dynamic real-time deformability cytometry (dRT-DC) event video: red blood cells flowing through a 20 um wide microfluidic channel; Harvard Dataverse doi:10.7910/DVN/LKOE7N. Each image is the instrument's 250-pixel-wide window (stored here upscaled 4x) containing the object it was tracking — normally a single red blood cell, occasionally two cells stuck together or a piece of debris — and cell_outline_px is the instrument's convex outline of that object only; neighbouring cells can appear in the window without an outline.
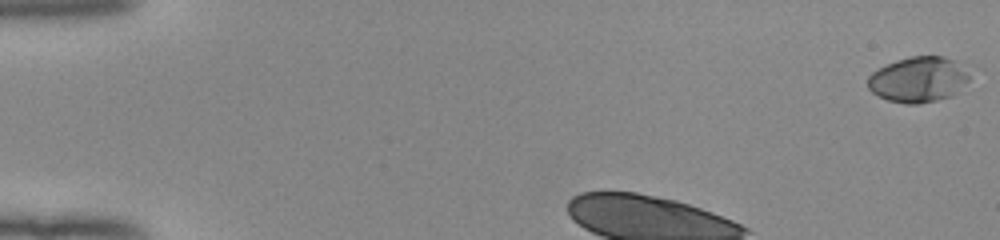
{"species": "human", "species_latin": "Homo sapiens", "temperature_condition": "room temperature", "stored_images_in_passage": 36, "camera_frame_rate_fps": 3000, "um_per_image_px": 0.085, "donor": {"sex": "female"}, "frame": {"image": 1, "passage_image": 1, "time_ms": 0.0, "image_size_px": [1000, 240], "cell_outline_px": [[968, 80], [952, 96], [936, 100], [916, 104], [904, 104], [888, 100], [872, 92], [868, 88], [868, 76], [872, 72], [896, 60], [912, 56], [944, 56], [952, 60], [968, 76]], "centroid_in_image_um": [77.99, 6.77], "position_along_channel_um": 7.0, "area_um2": 26.3}}
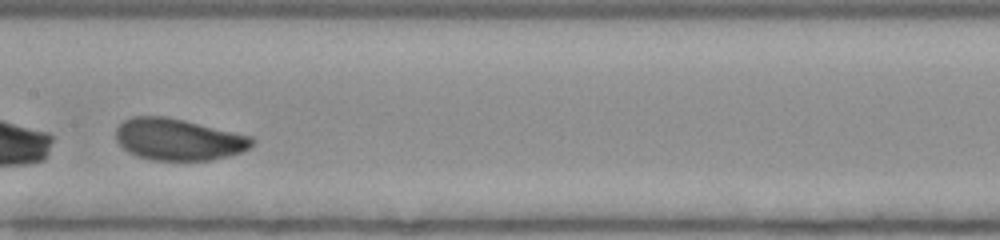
{"frame": {"image": 2, "passage_image": 20, "time_ms": 6.333, "image_size_px": [1000, 240], "cell_outline_px": [[256, 140], [248, 148], [240, 152], [228, 156], [212, 160], [152, 160], [136, 156], [128, 152], [116, 140], [116, 128], [124, 120], [132, 116], [164, 116], [184, 120], [252, 136]], "centroid_in_image_um": [15.15, 11.85], "position_along_channel_um": 192.3, "area_um2": 33.06}}
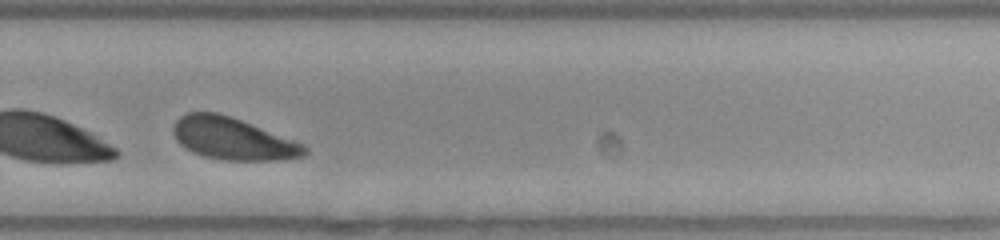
{"frame": {"image": 3, "passage_image": 29, "time_ms": 9.333, "image_size_px": [1000, 240], "cell_outline_px": [[308, 152], [304, 156], [276, 160], [224, 160], [204, 156], [192, 152], [180, 144], [176, 140], [172, 132], [172, 128], [176, 120], [180, 116], [188, 112], [216, 112], [240, 120], [296, 140], [304, 144], [308, 148]], "centroid_in_image_um": [19.79, 11.79], "position_along_channel_um": 310.0, "area_um2": 32.19}, "authors_computed_cell_mechanics": {"area_um2": 33.1483, "velocity_mm_per_s": 3.9336, "shape_relaxation_time_tau1_ms": 2.9298, "shape_relaxation_time_tau2_ms": null, "deformation_change_tau1": 0.1251, "deformation_change_tau2": null}}